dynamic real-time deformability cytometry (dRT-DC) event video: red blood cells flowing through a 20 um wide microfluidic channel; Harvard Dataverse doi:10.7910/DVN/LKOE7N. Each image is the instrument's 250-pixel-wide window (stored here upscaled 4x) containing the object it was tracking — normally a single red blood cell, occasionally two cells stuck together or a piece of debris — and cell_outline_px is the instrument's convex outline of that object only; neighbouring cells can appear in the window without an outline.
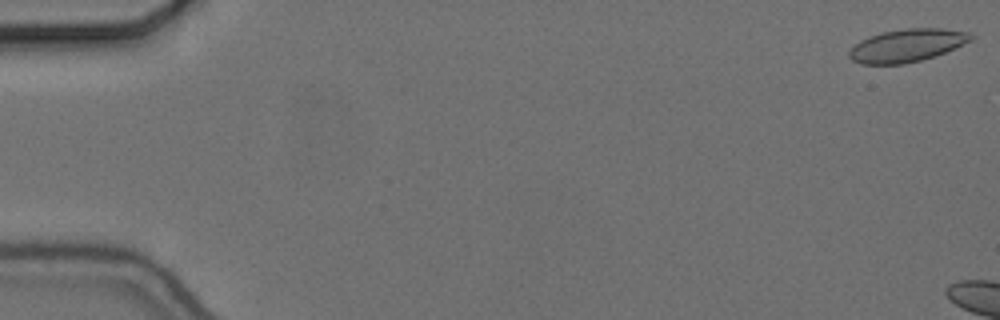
{"species": "common noctule bat (a hibernating species)", "species_latin": "Nyctalus noctula", "temperature_condition": "cold", "stored_images_in_passage": 10, "camera_frame_rate_fps": 3000, "um_per_image_px": 0.085, "animal": {"sex": "female", "body_mass_g": 24.6, "forearm_length_mm": 56.2}, "frame": {"image": 1, "passage_image": 1, "time_ms": 0.0, "image_size_px": [1000, 320], "cell_outline_px": [[976, 36], [972, 40], [944, 52], [920, 60], [904, 64], [860, 64], [852, 60], [848, 56], [848, 52], [860, 40], [880, 32], [904, 28], [944, 28], [968, 32]], "centroid_in_image_um": [77.08, 3.85], "position_along_channel_um": 7.9, "area_um2": 23.24}}